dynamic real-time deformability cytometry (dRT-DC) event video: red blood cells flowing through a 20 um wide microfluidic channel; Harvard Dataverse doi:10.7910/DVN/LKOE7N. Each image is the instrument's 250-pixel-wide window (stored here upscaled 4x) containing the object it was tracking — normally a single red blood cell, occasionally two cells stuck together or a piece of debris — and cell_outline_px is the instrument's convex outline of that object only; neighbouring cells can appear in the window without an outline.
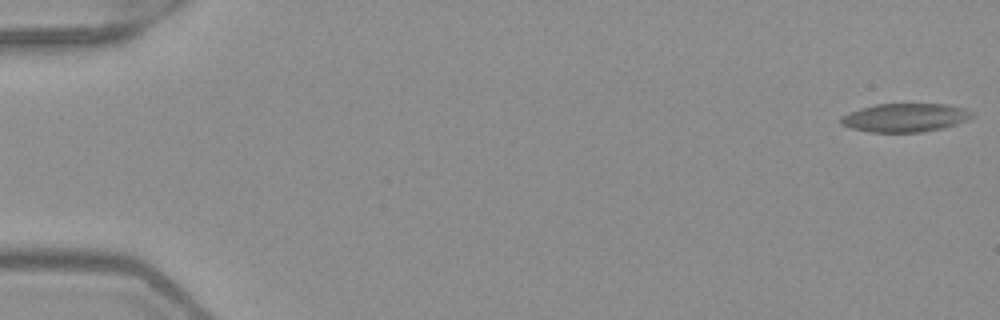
{"species": "Egyptian fruit bat (a non-hibernating species)", "species_latin": "Rousettus aegyptiacus", "temperature_condition": "warm", "stored_images_in_passage": 53, "camera_frame_rate_fps": 3000, "um_per_image_px": 0.085, "frame": {"image": 1, "passage_image": 1, "time_ms": 0.0, "image_size_px": [1000, 320], "cell_outline_px": [[972, 116], [968, 120], [956, 124], [940, 128], [920, 132], [868, 132], [852, 128], [840, 124], [840, 116], [848, 112], [860, 108], [876, 104], [948, 104], [964, 108], [972, 112]], "centroid_in_image_um": [76.89, 9.99], "position_along_channel_um": 8.1, "area_um2": 21.79}}
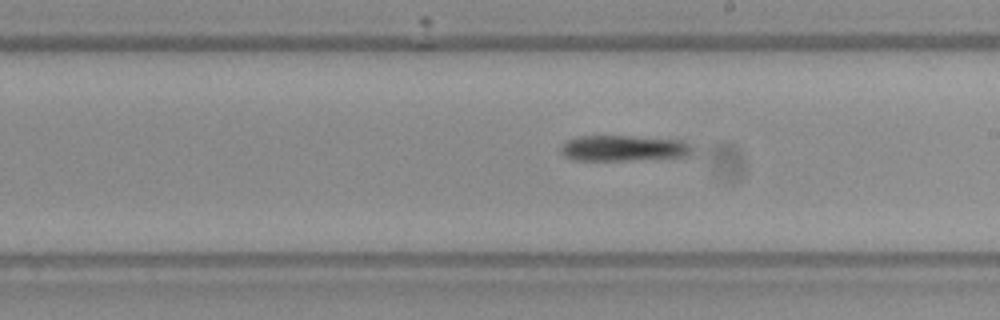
{"frame": {"image": 2, "passage_image": 31, "time_ms": 10.0, "image_size_px": [1000, 320], "cell_outline_px": [[696, 152], [692, 156], [628, 160], [572, 160], [564, 156], [560, 152], [560, 148], [568, 140], [580, 136], [632, 136], [680, 140], [692, 144], [696, 148]], "centroid_in_image_um": [53.09, 12.6], "position_along_channel_um": 235.9, "area_um2": 20.06}}
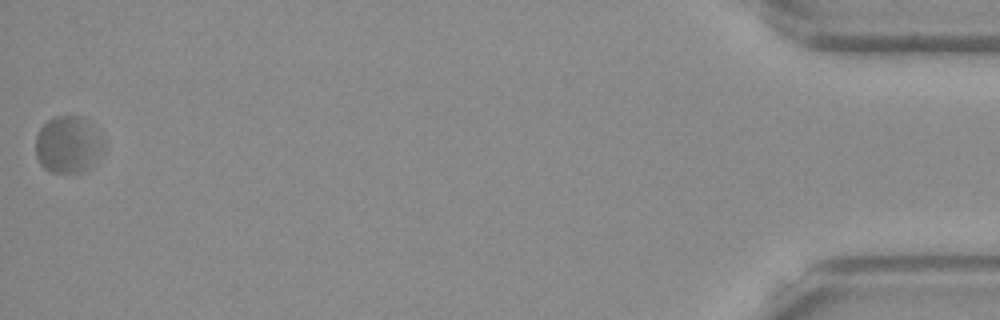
{"frame": {"image": 3, "passage_image": 53, "time_ms": 17.333, "image_size_px": [1000, 320], "cell_outline_px": [[104, 152], [88, 168], [80, 172], [52, 172], [44, 168], [40, 164], [36, 156], [36, 136], [40, 128], [48, 120], [56, 116], [80, 116], [104, 140]], "centroid_in_image_um": [5.77, 12.31], "position_along_channel_um": 429.4, "area_um2": 22.25}}